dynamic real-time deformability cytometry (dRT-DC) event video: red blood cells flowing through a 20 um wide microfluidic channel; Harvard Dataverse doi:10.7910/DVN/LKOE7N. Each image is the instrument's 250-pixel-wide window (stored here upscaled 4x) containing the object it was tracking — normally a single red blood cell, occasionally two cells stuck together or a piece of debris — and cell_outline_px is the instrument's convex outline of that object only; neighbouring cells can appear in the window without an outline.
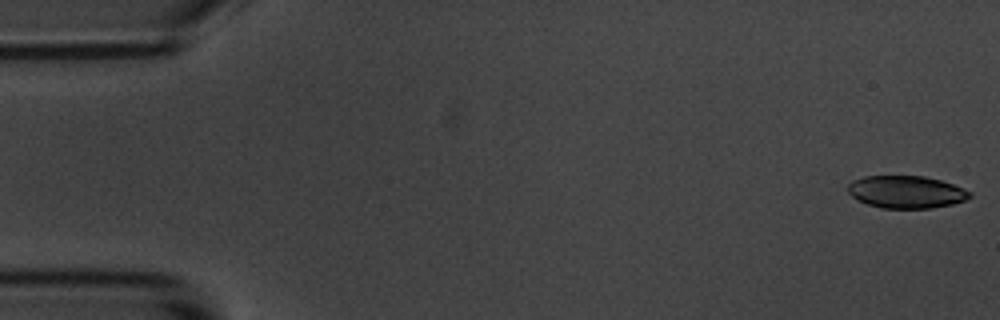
{"species": "common noctule bat (a hibernating species)", "species_latin": "Nyctalus noctula", "temperature_condition": "room temperature", "stored_images_in_passage": 55, "camera_frame_rate_fps": 3000, "um_per_image_px": 0.085, "animal": {"sex": "male", "body_mass_g": 20.1, "forearm_length_mm": 53.5}, "frame": {"image": 1, "passage_image": 1, "time_ms": 0.0, "image_size_px": [1000, 320], "cell_outline_px": [[972, 196], [964, 200], [952, 204], [932, 208], [880, 208], [856, 200], [848, 192], [848, 184], [852, 180], [864, 176], [924, 176], [940, 180], [952, 184], [972, 192]], "centroid_in_image_um": [77.0, 16.31], "position_along_channel_um": 8.0, "area_um2": 23.06}}
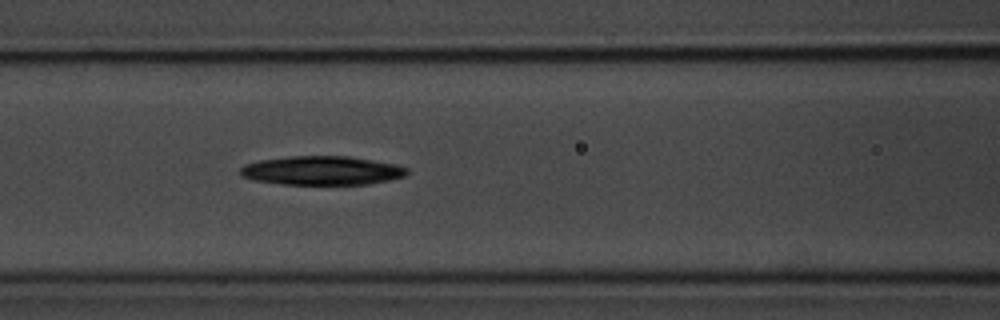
{"frame": {"image": 2, "passage_image": 23, "time_ms": 7.333, "image_size_px": [1000, 320], "cell_outline_px": [[408, 172], [404, 176], [388, 180], [368, 184], [280, 184], [252, 180], [240, 176], [240, 168], [244, 164], [260, 160], [288, 156], [348, 156], [396, 164], [408, 168]], "centroid_in_image_um": [27.32, 14.49], "position_along_channel_um": 139.3, "area_um2": 28.15}}
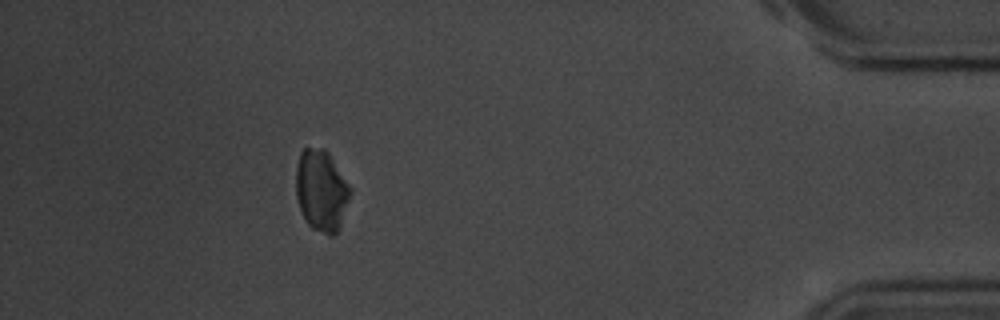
{"frame": {"image": 3, "passage_image": 50, "time_ms": 16.333, "image_size_px": [1000, 320], "cell_outline_px": [[352, 192], [340, 224], [336, 232], [332, 236], [328, 236], [312, 228], [308, 224], [300, 208], [296, 196], [296, 168], [300, 152], [304, 148], [324, 148], [328, 152], [352, 188]], "centroid_in_image_um": [27.32, 16.18], "position_along_channel_um": 407.9, "area_um2": 25.72}, "authors_computed_cell_mechanics": {"area_um2": 27.2238, "velocity_mm_per_s": 3.5816, "shape_relaxation_time_tau1_ms": 2.0605, "shape_relaxation_time_tau2_ms": null, "deformation_change_tau1": 0.0738, "deformation_change_tau2": null}}